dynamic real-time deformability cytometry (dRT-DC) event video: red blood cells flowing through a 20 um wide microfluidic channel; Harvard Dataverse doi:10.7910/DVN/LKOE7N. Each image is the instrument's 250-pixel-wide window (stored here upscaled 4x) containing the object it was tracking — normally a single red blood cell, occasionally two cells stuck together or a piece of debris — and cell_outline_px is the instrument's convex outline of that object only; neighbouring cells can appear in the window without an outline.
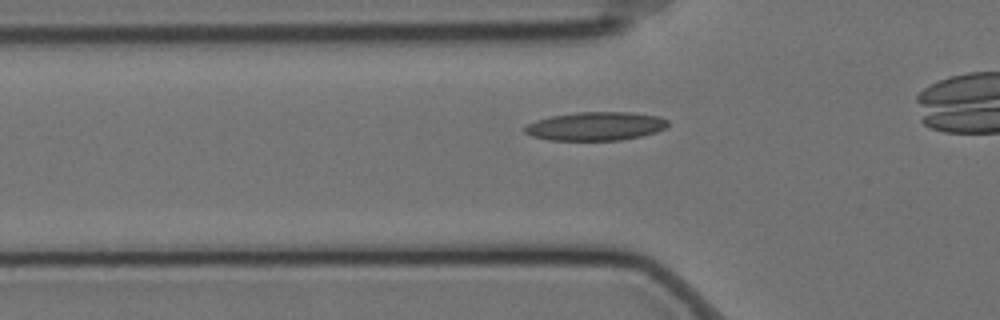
{"species": "Egyptian fruit bat (a non-hibernating species)", "species_latin": "Rousettus aegyptiacus", "temperature_condition": "cold", "stored_images_in_passage": 33, "camera_frame_rate_fps": 3000, "um_per_image_px": 0.085, "animal": {"sex": "female"}, "frame": {"image": 1, "passage_image": 5, "time_ms": 1.333, "image_size_px": [1000, 320], "cell_outline_px": [[668, 124], [664, 128], [656, 132], [640, 136], [620, 140], [552, 140], [532, 136], [524, 132], [524, 128], [528, 124], [536, 120], [552, 116], [576, 112], [632, 112], [660, 116], [668, 120]], "centroid_in_image_um": [50.65, 10.72], "position_along_channel_um": 75.2, "area_um2": 23.76}}
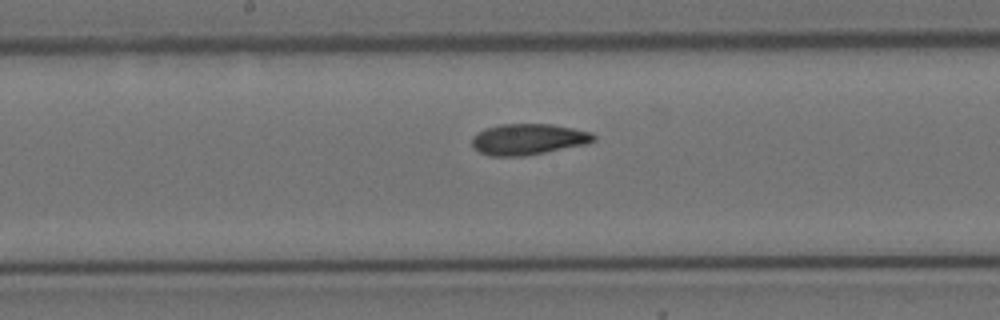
{"frame": {"image": 2, "passage_image": 16, "time_ms": 5.0, "image_size_px": [1000, 320], "cell_outline_px": [[596, 140], [588, 144], [524, 156], [488, 156], [472, 148], [472, 136], [476, 132], [484, 128], [500, 124], [552, 124], [592, 132], [596, 136]], "centroid_in_image_um": [44.88, 11.83], "position_along_channel_um": 203.3, "area_um2": 22.31}}
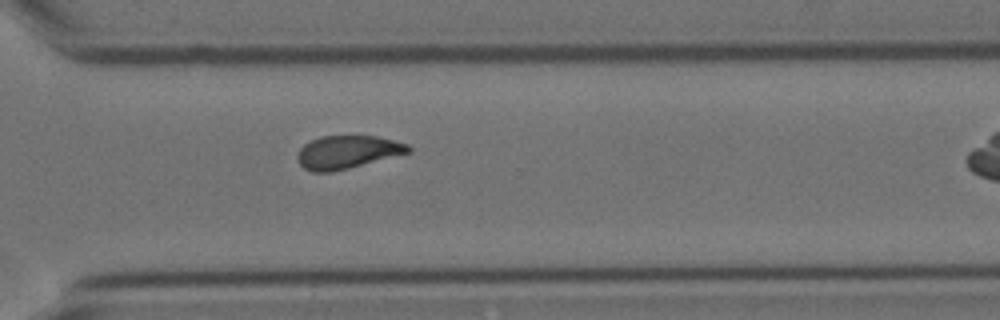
{"frame": {"image": 3, "passage_image": 28, "time_ms": 9.0, "image_size_px": [1000, 320], "cell_outline_px": [[412, 152], [332, 172], [312, 172], [304, 168], [296, 160], [296, 152], [304, 144], [320, 136], [376, 136], [408, 144], [412, 148]], "centroid_in_image_um": [29.5, 12.93], "position_along_channel_um": 341.1, "area_um2": 21.44}}